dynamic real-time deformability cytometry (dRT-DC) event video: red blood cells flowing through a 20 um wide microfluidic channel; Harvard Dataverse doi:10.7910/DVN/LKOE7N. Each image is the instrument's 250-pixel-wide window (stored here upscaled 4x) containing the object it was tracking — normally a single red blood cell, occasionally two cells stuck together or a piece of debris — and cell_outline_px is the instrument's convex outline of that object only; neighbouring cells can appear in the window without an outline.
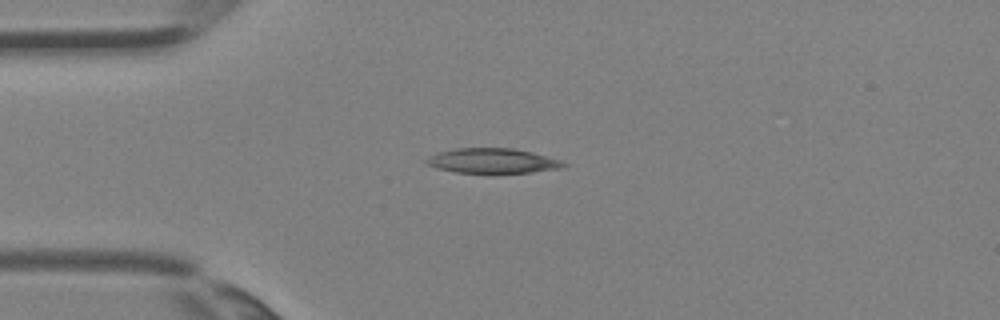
{"species": "Egyptian fruit bat (a non-hibernating species)", "species_latin": "Rousettus aegyptiacus", "temperature_condition": "room temperature", "stored_images_in_passage": 3, "camera_frame_rate_fps": 3000, "um_per_image_px": 0.085, "animal": {"sex": "female"}, "frame": {"image": 1, "passage_image": 3, "time_ms": 0.667, "image_size_px": [1000, 320], "cell_outline_px": [[568, 164], [564, 168], [532, 172], [456, 172], [436, 168], [424, 164], [424, 160], [440, 152], [456, 148], [512, 148], [532, 152], [560, 160]], "centroid_in_image_um": [41.88, 13.66], "position_along_channel_um": 43.1, "area_um2": 19.65}}